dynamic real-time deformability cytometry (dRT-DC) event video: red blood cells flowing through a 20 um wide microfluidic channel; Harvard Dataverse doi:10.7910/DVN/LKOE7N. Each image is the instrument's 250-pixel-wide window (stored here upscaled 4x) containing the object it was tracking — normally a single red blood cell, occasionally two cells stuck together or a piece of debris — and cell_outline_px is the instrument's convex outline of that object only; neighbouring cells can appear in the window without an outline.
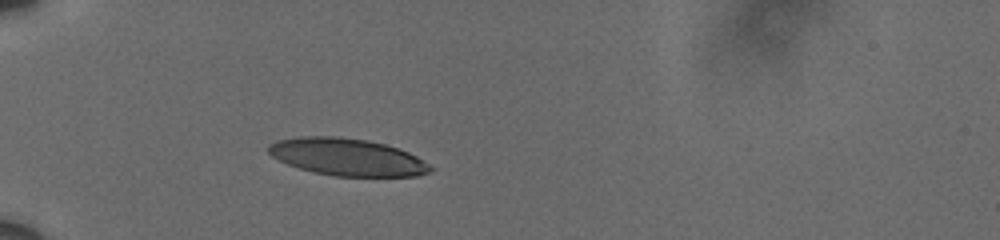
{"species": "human", "species_latin": "Homo sapiens", "temperature_condition": "cold", "stored_images_in_passage": 40, "camera_frame_rate_fps": 3000, "um_per_image_px": 0.085, "donor": {"sex": "male"}, "frame": {"image": 1, "passage_image": 1, "time_ms": 0.0, "image_size_px": [1000, 240], "cell_outline_px": [[436, 168], [432, 172], [416, 176], [336, 176], [312, 172], [288, 164], [272, 156], [268, 152], [268, 144], [276, 140], [304, 136], [336, 136], [368, 140], [384, 144], [408, 152], [416, 156]], "centroid_in_image_um": [29.53, 13.35], "position_along_channel_um": 55.5, "area_um2": 35.14}}
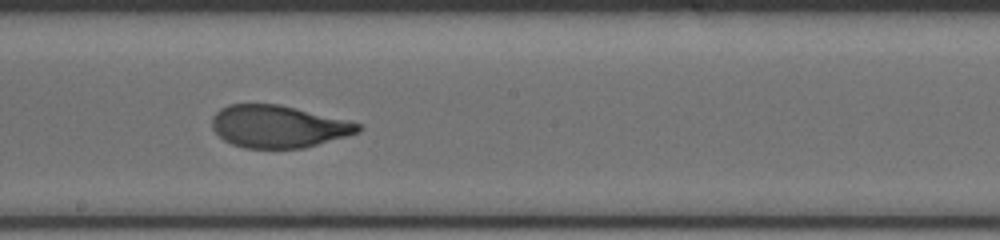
{"frame": {"image": 2, "passage_image": 17, "time_ms": 5.333, "image_size_px": [1000, 240], "cell_outline_px": [[360, 132], [348, 136], [304, 148], [244, 148], [232, 144], [224, 140], [212, 128], [212, 116], [220, 108], [228, 104], [280, 104], [348, 120], [360, 124]], "centroid_in_image_um": [23.65, 10.75], "position_along_channel_um": 224.6, "area_um2": 36.13}}
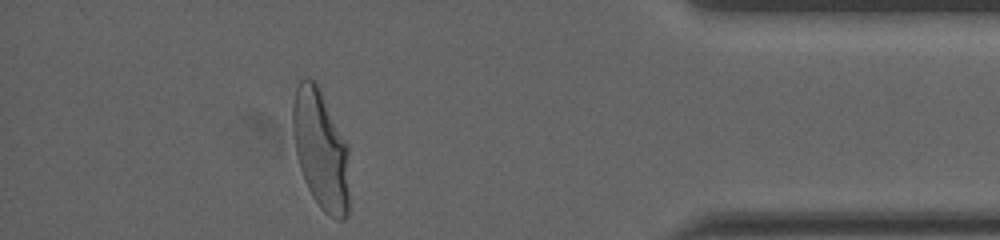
{"frame": {"image": 3, "passage_image": 35, "time_ms": 11.333, "image_size_px": [1000, 240], "cell_outline_px": [[348, 216], [344, 220], [336, 220], [324, 212], [320, 208], [312, 196], [304, 180], [300, 168], [296, 152], [292, 128], [292, 108], [296, 88], [300, 80], [304, 76], [308, 76], [316, 80], [348, 144]], "centroid_in_image_um": [27.26, 12.69], "position_along_channel_um": 407.9, "area_um2": 39.94}, "authors_computed_cell_mechanics": {"area_um2": 37.5122, "velocity_mm_per_s": 3.5912, "shape_relaxation_time_tau1_ms": 3.7758, "shape_relaxation_time_tau2_ms": null, "deformation_change_tau1": 0.1857, "deformation_change_tau2": null}}